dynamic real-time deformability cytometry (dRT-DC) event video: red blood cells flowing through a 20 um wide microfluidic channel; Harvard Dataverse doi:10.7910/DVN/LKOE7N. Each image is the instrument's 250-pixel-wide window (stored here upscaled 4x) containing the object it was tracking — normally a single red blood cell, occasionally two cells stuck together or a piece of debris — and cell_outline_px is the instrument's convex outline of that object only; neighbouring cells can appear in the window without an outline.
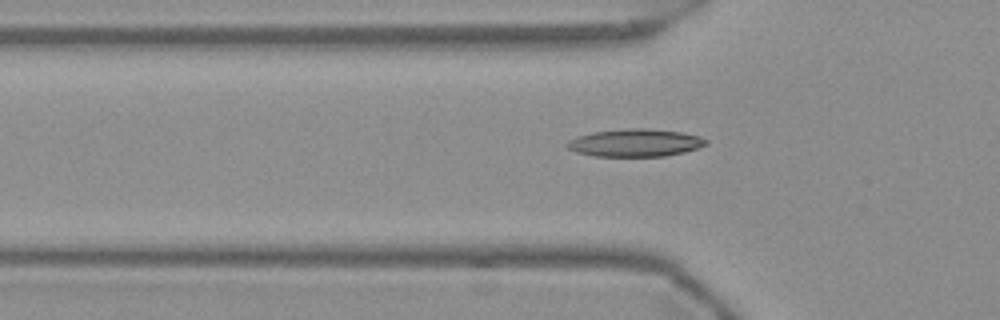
{"species": "Egyptian fruit bat (a non-hibernating species)", "species_latin": "Rousettus aegyptiacus", "temperature_condition": "warm", "stored_images_in_passage": 34, "camera_frame_rate_fps": 3000, "um_per_image_px": 0.085, "frame": {"image": 1, "passage_image": 7, "time_ms": 2.0, "image_size_px": [1000, 320], "cell_outline_px": [[708, 144], [684, 152], [664, 156], [592, 156], [576, 152], [568, 148], [564, 144], [568, 140], [576, 136], [592, 132], [632, 128], [644, 128], [680, 132], [700, 136], [708, 140]], "centroid_in_image_um": [53.96, 12.14], "position_along_channel_um": 71.8, "area_um2": 22.37}}
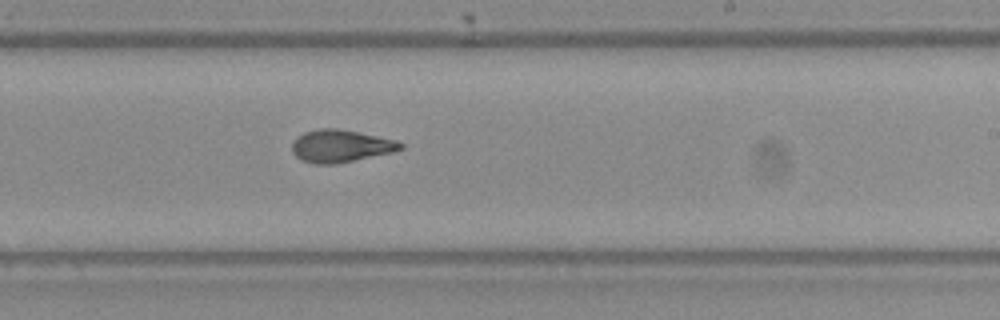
{"frame": {"image": 2, "passage_image": 22, "time_ms": 7.0, "image_size_px": [1000, 320], "cell_outline_px": [[404, 148], [396, 152], [336, 164], [312, 164], [300, 160], [292, 152], [292, 144], [296, 136], [304, 132], [320, 128], [336, 128], [396, 140], [404, 144]], "centroid_in_image_um": [28.95, 12.43], "position_along_channel_um": 260.0, "area_um2": 20.75}}
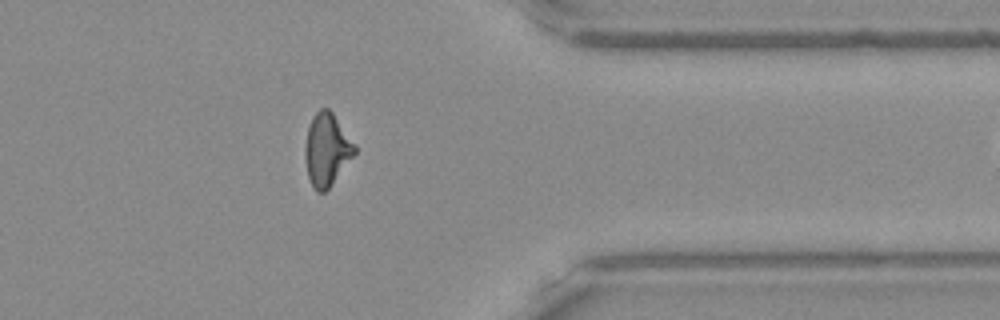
{"frame": {"image": 3, "passage_image": 33, "time_ms": 10.667, "image_size_px": [1000, 320], "cell_outline_px": [[356, 152], [328, 188], [324, 192], [316, 192], [308, 176], [304, 156], [304, 152], [308, 128], [312, 116], [320, 108], [328, 108], [332, 112], [356, 144]], "centroid_in_image_um": [27.77, 12.69], "position_along_channel_um": 383.6, "area_um2": 20.75}}